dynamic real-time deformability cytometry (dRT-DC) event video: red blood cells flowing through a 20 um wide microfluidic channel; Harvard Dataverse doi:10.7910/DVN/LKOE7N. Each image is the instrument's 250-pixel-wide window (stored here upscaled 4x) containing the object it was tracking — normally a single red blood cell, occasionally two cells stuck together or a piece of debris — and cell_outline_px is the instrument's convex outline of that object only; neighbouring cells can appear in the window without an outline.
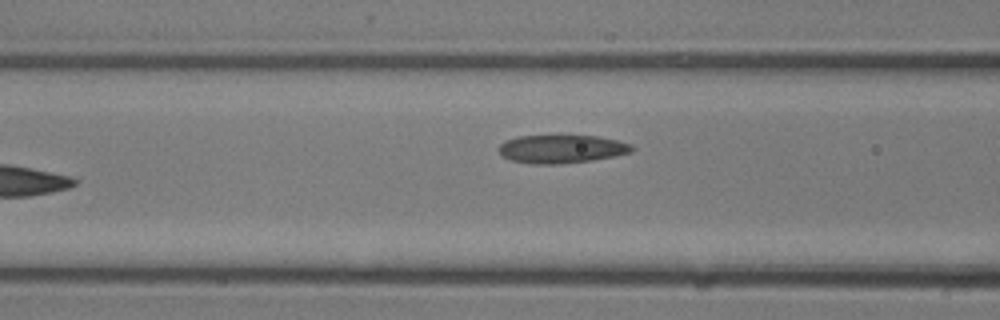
{"species": "common noctule bat (a hibernating species)", "species_latin": "Nyctalus noctula", "temperature_condition": "room temperature", "stored_images_in_passage": 13, "camera_frame_rate_fps": 3000, "um_per_image_px": 0.085, "animal": {"sex": "male", "body_mass_g": 13.3}, "frame": {"image": 1, "passage_image": 13, "time_ms": 4.0, "image_size_px": [1000, 320], "cell_outline_px": [[636, 148], [632, 152], [616, 156], [592, 160], [560, 164], [532, 164], [512, 160], [504, 156], [500, 152], [500, 144], [504, 140], [516, 136], [600, 136], [632, 144]], "centroid_in_image_um": [47.78, 12.66], "position_along_channel_um": 118.8, "area_um2": 21.96}}